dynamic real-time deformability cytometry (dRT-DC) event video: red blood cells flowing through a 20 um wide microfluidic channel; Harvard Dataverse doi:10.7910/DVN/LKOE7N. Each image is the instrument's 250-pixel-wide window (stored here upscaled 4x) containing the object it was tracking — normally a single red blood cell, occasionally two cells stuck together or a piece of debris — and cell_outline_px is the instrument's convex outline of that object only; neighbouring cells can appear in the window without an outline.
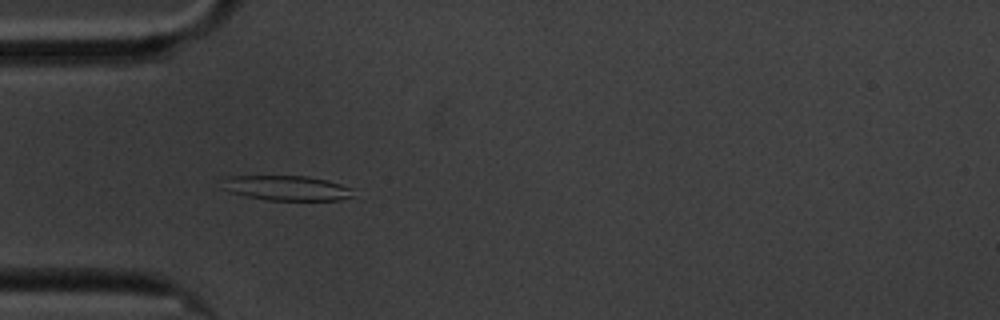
{"species": "common noctule bat (a hibernating species)", "species_latin": "Nyctalus noctula", "temperature_condition": "cold", "stored_images_in_passage": 53, "camera_frame_rate_fps": 3000, "um_per_image_px": 0.085, "animal": {"sex": "male", "body_mass_g": 20.1, "forearm_length_mm": 53.5}, "frame": {"image": 1, "passage_image": 12, "time_ms": 3.667, "image_size_px": [1000, 320], "cell_outline_px": [[356, 196], [340, 200], [268, 200], [248, 196], [232, 192], [220, 188], [232, 176], [308, 176], [340, 184], [352, 188]], "centroid_in_image_um": [24.47, 15.99], "position_along_channel_um": 60.5, "area_um2": 18.73}}
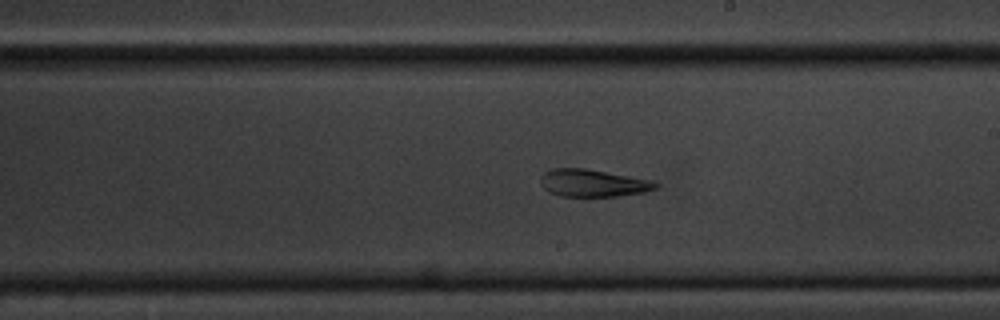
{"frame": {"image": 2, "passage_image": 28, "time_ms": 9.0, "image_size_px": [1000, 320], "cell_outline_px": [[660, 184], [656, 188], [644, 192], [616, 196], [560, 196], [548, 192], [540, 184], [540, 176], [544, 172], [552, 168], [584, 168], [628, 176], [648, 180]], "centroid_in_image_um": [50.32, 15.56], "position_along_channel_um": 238.7, "area_um2": 18.21}}
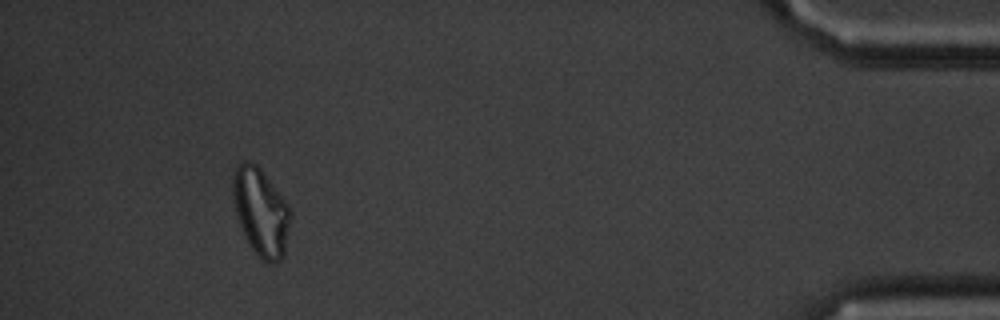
{"frame": {"image": 3, "passage_image": 49, "time_ms": 16.0, "image_size_px": [1000, 320], "cell_outline_px": [[292, 216], [284, 256], [280, 260], [272, 264], [264, 264], [248, 244], [244, 236], [236, 212], [232, 192], [232, 172], [244, 160], [248, 160], [256, 164], [260, 168], [288, 204], [292, 212]], "centroid_in_image_um": [22.19, 18.05], "position_along_channel_um": 413.0, "area_um2": 29.77}, "authors_computed_cell_mechanics": {"area_um2": 21.4438, "velocity_mm_per_s": 3.3797, "shape_relaxation_time_tau1_ms": null, "shape_relaxation_time_tau2_ms": 4.3288, "deformation_change_tau1": null, "deformation_change_tau2": 0.1288}}